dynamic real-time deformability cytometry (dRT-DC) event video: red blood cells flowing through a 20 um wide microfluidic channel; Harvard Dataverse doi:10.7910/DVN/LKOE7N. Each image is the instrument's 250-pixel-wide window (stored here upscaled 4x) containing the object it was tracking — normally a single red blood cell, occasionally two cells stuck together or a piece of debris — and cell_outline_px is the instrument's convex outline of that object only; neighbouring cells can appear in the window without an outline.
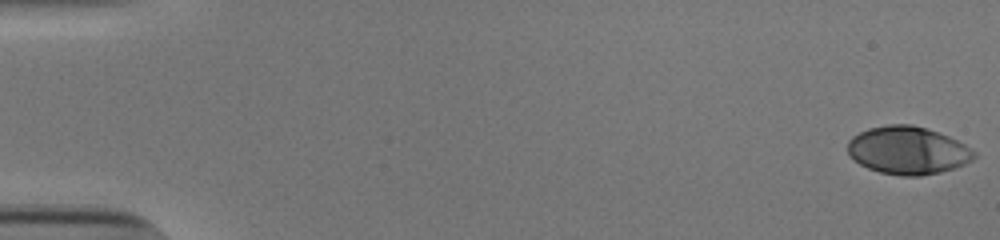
{"species": "human", "species_latin": "Homo sapiens", "temperature_condition": "cold", "stored_images_in_passage": 54, "camera_frame_rate_fps": 3000, "um_per_image_px": 0.085, "donor": {"sex": "male"}, "frame": {"image": 1, "passage_image": 1, "time_ms": 0.0, "image_size_px": [1000, 240], "cell_outline_px": [[976, 156], [972, 160], [964, 164], [940, 172], [920, 176], [900, 176], [880, 172], [868, 168], [860, 164], [848, 156], [848, 140], [852, 136], [868, 128], [888, 124], [912, 124], [948, 136], [972, 148], [976, 152]], "centroid_in_image_um": [77.14, 12.78], "position_along_channel_um": 7.9, "area_um2": 35.26}}
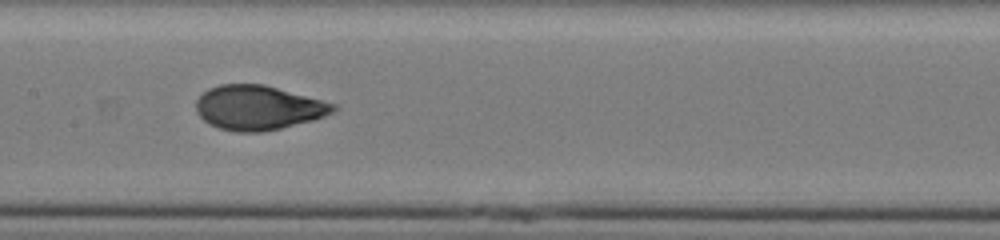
{"frame": {"image": 2, "passage_image": 28, "time_ms": 9.0, "image_size_px": [1000, 240], "cell_outline_px": [[340, 108], [324, 116], [312, 120], [280, 128], [260, 132], [236, 132], [220, 128], [208, 124], [196, 112], [196, 100], [208, 88], [220, 84], [264, 84], [336, 104]], "centroid_in_image_um": [21.93, 9.15], "position_along_channel_um": 185.5, "area_um2": 35.43}}
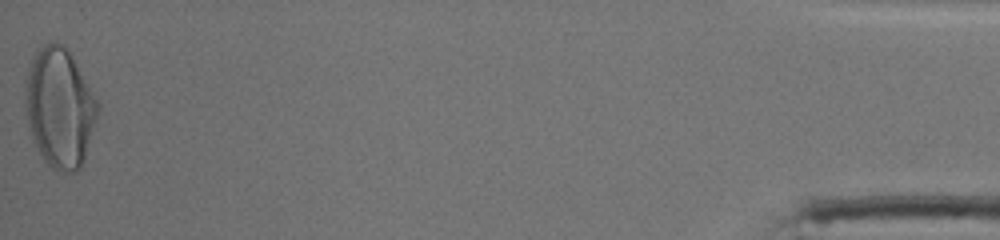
{"frame": {"image": 3, "passage_image": 54, "time_ms": 17.667, "image_size_px": [1000, 240], "cell_outline_px": [[100, 108], [84, 160], [80, 168], [76, 172], [68, 172], [52, 168], [44, 160], [32, 136], [28, 120], [24, 100], [24, 84], [28, 68], [32, 56], [36, 48], [52, 40], [56, 40], [64, 44], [68, 48], [100, 104]], "centroid_in_image_um": [5.07, 9.08], "position_along_channel_um": 430.1, "area_um2": 50.86}, "authors_computed_cell_mechanics": {"area_um2": 35.2002, "velocity_mm_per_s": 3.859, "shape_relaxation_time_tau1_ms": 4.0275, "shape_relaxation_time_tau2_ms": null, "deformation_change_tau1": 0.1953, "deformation_change_tau2": null}}